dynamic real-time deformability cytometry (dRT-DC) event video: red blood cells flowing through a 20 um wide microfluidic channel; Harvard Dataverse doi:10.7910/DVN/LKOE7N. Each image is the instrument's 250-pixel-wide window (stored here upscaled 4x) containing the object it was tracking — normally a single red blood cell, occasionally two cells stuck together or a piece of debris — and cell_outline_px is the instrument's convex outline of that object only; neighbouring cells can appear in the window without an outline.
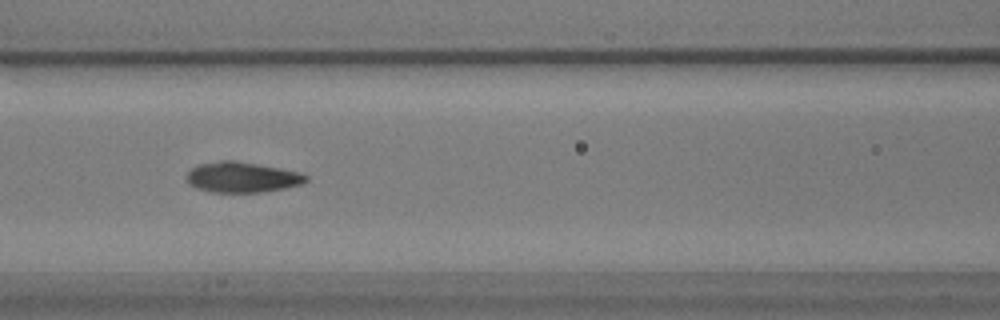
{"species": "common noctule bat (a hibernating species)", "species_latin": "Nyctalus noctula", "temperature_condition": "warm", "stored_images_in_passage": 59, "camera_frame_rate_fps": 3000, "um_per_image_px": 0.085, "animal": {"sex": "male", "body_mass_g": 17.9}, "frame": {"image": 1, "passage_image": 25, "time_ms": 8.0, "image_size_px": [1000, 320], "cell_outline_px": [[308, 180], [300, 184], [284, 188], [264, 192], [212, 192], [196, 188], [188, 184], [188, 172], [192, 168], [200, 164], [224, 160], [232, 160], [280, 168], [300, 172], [308, 176]], "centroid_in_image_um": [20.58, 15.07], "position_along_channel_um": 146.0, "area_um2": 20.98}}
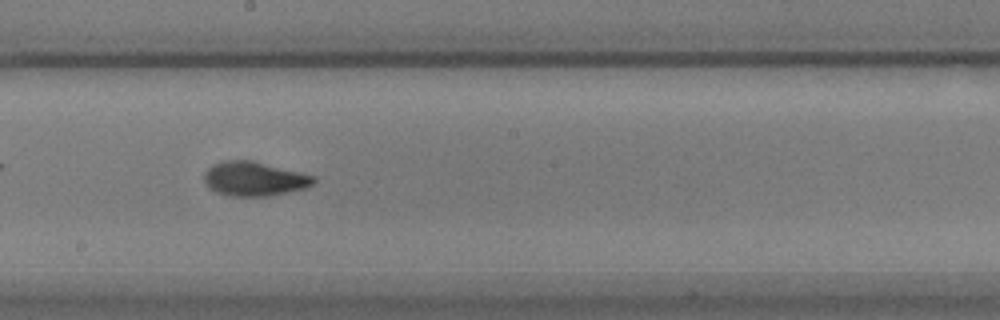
{"frame": {"image": 2, "passage_image": 32, "time_ms": 10.333, "image_size_px": [1000, 320], "cell_outline_px": [[316, 180], [312, 184], [304, 188], [268, 196], [228, 196], [216, 192], [208, 188], [204, 180], [204, 172], [212, 164], [224, 160], [252, 160], [316, 176]], "centroid_in_image_um": [21.57, 15.19], "position_along_channel_um": 226.6, "area_um2": 21.91}}
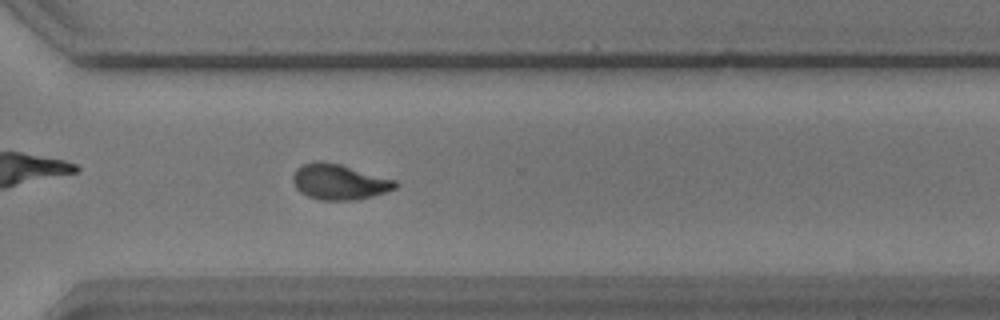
{"frame": {"image": 3, "passage_image": 42, "time_ms": 13.667, "image_size_px": [1000, 320], "cell_outline_px": [[400, 184], [396, 188], [372, 196], [352, 200], [320, 200], [308, 196], [300, 192], [296, 188], [292, 180], [292, 176], [296, 168], [304, 164], [316, 160], [340, 164], [396, 180]], "centroid_in_image_um": [28.82, 15.45], "position_along_channel_um": 341.8, "area_um2": 21.15}, "authors_computed_cell_mechanics": {"area_um2": 20.5768, "velocity_mm_per_s": 3.4669, "shape_relaxation_time_tau1_ms": 3.6254, "shape_relaxation_time_tau2_ms": 1.37, "deformation_change_tau1": 0.1529, "deformation_change_tau2": 0.0648}}